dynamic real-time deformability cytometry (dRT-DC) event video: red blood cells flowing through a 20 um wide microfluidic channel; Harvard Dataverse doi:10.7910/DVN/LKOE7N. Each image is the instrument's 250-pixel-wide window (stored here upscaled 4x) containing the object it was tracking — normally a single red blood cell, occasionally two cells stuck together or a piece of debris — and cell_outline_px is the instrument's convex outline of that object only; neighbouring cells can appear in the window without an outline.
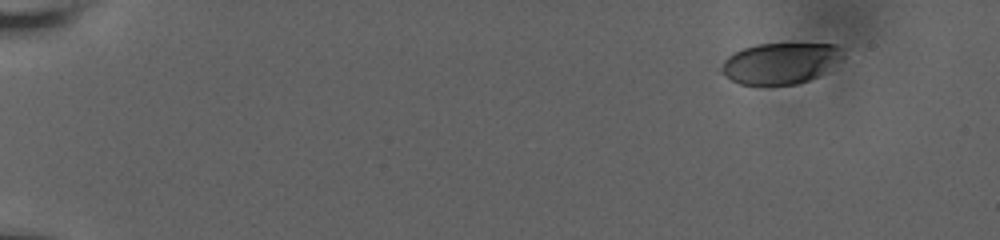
{"species": "human", "species_latin": "Homo sapiens", "temperature_condition": "room temperature", "stored_images_in_passage": 7, "camera_frame_rate_fps": 3000, "um_per_image_px": 0.085, "donor": {"sex": "male"}, "frame": {"image": 1, "passage_image": 1, "time_ms": 0.0, "image_size_px": [1000, 240], "cell_outline_px": [[844, 56], [816, 76], [808, 80], [796, 84], [740, 84], [732, 80], [720, 72], [720, 68], [724, 60], [732, 52], [756, 44], [836, 44], [840, 48]], "centroid_in_image_um": [66.26, 5.36], "position_along_channel_um": 18.7, "area_um2": 28.61}}
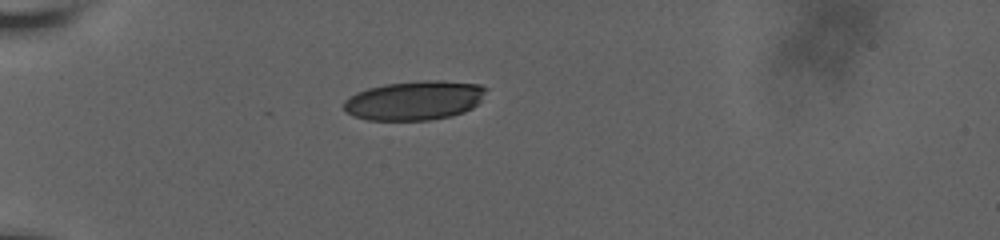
{"frame": {"image": 2, "passage_image": 5, "time_ms": 4.333, "image_size_px": [1000, 240], "cell_outline_px": [[488, 88], [480, 100], [472, 108], [464, 112], [452, 116], [432, 120], [368, 120], [352, 116], [344, 108], [344, 100], [356, 92], [368, 88], [384, 84], [424, 80], [444, 80], [480, 84]], "centroid_in_image_um": [35.24, 8.53], "position_along_channel_um": 49.8, "area_um2": 32.71}}
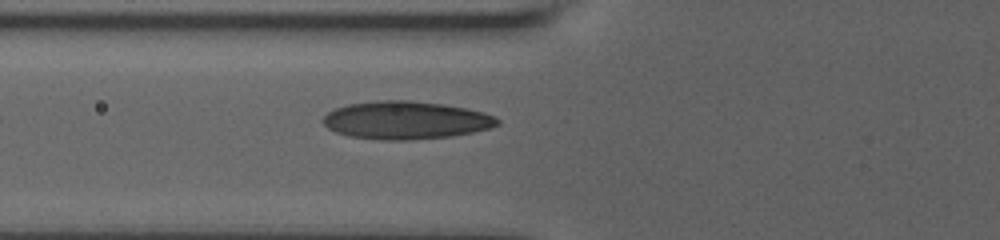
{"frame": {"image": 3, "passage_image": 7, "time_ms": 6.333, "image_size_px": [1000, 240], "cell_outline_px": [[500, 124], [488, 128], [472, 132], [452, 136], [408, 140], [384, 140], [348, 136], [336, 132], [328, 128], [320, 120], [328, 112], [336, 108], [348, 104], [380, 100], [408, 100], [444, 104], [484, 112], [500, 120]], "centroid_in_image_um": [34.47, 10.22], "position_along_channel_um": 91.3, "area_um2": 38.44}}